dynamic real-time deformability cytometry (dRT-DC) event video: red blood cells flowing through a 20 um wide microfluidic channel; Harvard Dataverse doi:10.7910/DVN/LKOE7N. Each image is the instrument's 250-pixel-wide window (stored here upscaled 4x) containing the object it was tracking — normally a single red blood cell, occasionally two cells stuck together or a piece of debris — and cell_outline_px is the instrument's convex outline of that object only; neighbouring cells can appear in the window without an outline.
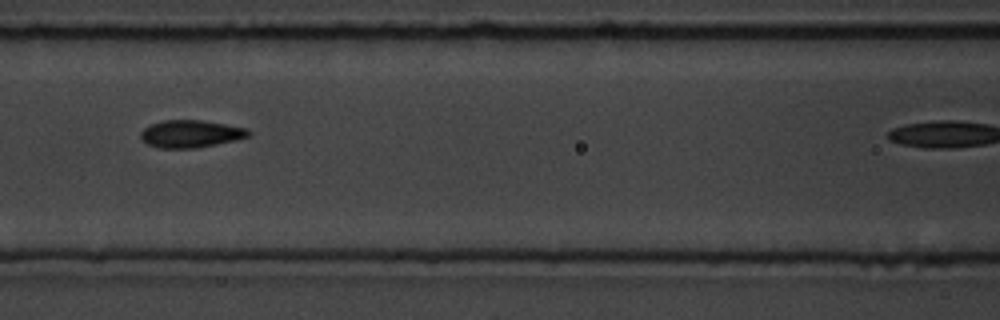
{"species": "common noctule bat (a hibernating species)", "species_latin": "Nyctalus noctula", "temperature_condition": "room temperature", "stored_images_in_passage": 7, "camera_frame_rate_fps": 3000, "um_per_image_px": 0.085, "animal": {"sex": "male", "body_mass_g": 19.5, "forearm_length_mm": 54.6}, "frame": {"image": 1, "passage_image": 6, "time_ms": 6.333, "image_size_px": [1000, 320], "cell_outline_px": [[252, 136], [236, 140], [196, 148], [160, 148], [148, 144], [140, 136], [140, 132], [148, 124], [164, 120], [200, 120], [248, 128], [252, 132]], "centroid_in_image_um": [16.24, 11.37], "position_along_channel_um": 150.4, "area_um2": 17.34}}